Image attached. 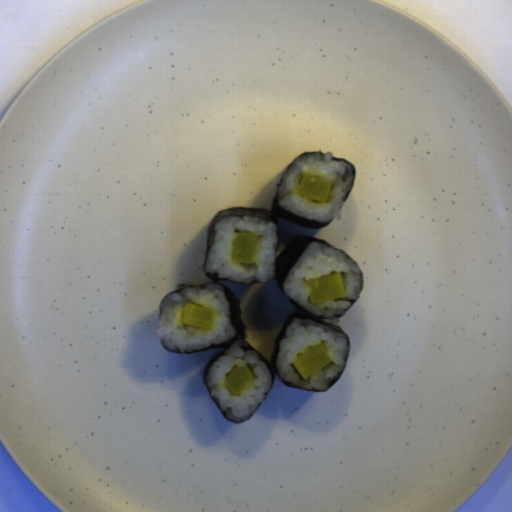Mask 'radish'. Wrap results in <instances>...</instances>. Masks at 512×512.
Returning <instances> with one entry per match:
<instances>
[{
    "mask_svg": "<svg viewBox=\"0 0 512 512\" xmlns=\"http://www.w3.org/2000/svg\"><path fill=\"white\" fill-rule=\"evenodd\" d=\"M306 286L310 290L309 298L312 304L341 299L346 295L340 273L307 280Z\"/></svg>",
    "mask_w": 512,
    "mask_h": 512,
    "instance_id": "1f323893",
    "label": "radish"
},
{
    "mask_svg": "<svg viewBox=\"0 0 512 512\" xmlns=\"http://www.w3.org/2000/svg\"><path fill=\"white\" fill-rule=\"evenodd\" d=\"M257 233L235 232L232 235L230 257L235 263H255L257 253Z\"/></svg>",
    "mask_w": 512,
    "mask_h": 512,
    "instance_id": "49b2ee8c",
    "label": "radish"
},
{
    "mask_svg": "<svg viewBox=\"0 0 512 512\" xmlns=\"http://www.w3.org/2000/svg\"><path fill=\"white\" fill-rule=\"evenodd\" d=\"M332 188V181L314 175H303L296 193L316 202H325Z\"/></svg>",
    "mask_w": 512,
    "mask_h": 512,
    "instance_id": "1c65be97",
    "label": "radish"
},
{
    "mask_svg": "<svg viewBox=\"0 0 512 512\" xmlns=\"http://www.w3.org/2000/svg\"><path fill=\"white\" fill-rule=\"evenodd\" d=\"M213 311L205 306L186 303L182 310V324L210 329Z\"/></svg>",
    "mask_w": 512,
    "mask_h": 512,
    "instance_id": "8779124a",
    "label": "radish"
},
{
    "mask_svg": "<svg viewBox=\"0 0 512 512\" xmlns=\"http://www.w3.org/2000/svg\"><path fill=\"white\" fill-rule=\"evenodd\" d=\"M254 382L255 379L249 367L237 365L226 377L223 385L231 395L240 396L253 385Z\"/></svg>",
    "mask_w": 512,
    "mask_h": 512,
    "instance_id": "8ad9b29f",
    "label": "radish"
},
{
    "mask_svg": "<svg viewBox=\"0 0 512 512\" xmlns=\"http://www.w3.org/2000/svg\"><path fill=\"white\" fill-rule=\"evenodd\" d=\"M328 349L325 345L315 344L296 357L292 364L304 380L330 363Z\"/></svg>",
    "mask_w": 512,
    "mask_h": 512,
    "instance_id": "8e3532e8",
    "label": "radish"
}]
</instances>
